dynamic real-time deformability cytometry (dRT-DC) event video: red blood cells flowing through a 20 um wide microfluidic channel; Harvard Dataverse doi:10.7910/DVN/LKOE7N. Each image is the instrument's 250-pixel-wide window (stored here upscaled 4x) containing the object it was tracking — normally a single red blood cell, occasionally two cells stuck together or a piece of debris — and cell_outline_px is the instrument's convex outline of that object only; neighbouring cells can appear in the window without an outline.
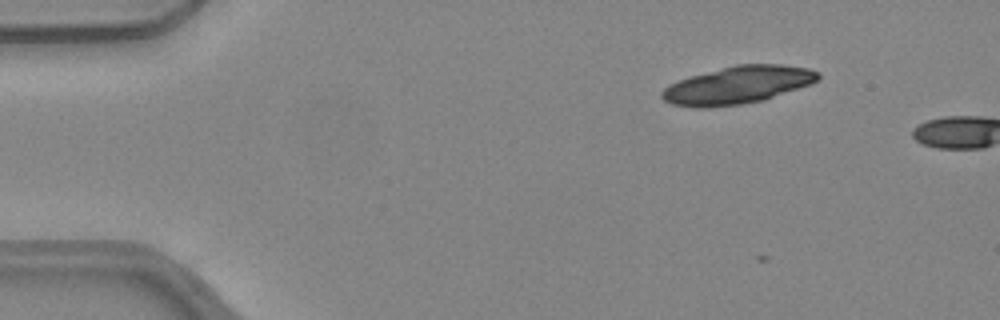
{"species": "common noctule bat (a hibernating species)", "species_latin": "Nyctalus noctula", "temperature_condition": "warm", "stored_images_in_passage": 5, "camera_frame_rate_fps": 3000, "um_per_image_px": 0.085, "animal": {"sex": "female", "body_mass_g": 24.6, "forearm_length_mm": 56.2}, "frame": {"image": 1, "passage_image": 3, "time_ms": 0.667, "image_size_px": [1000, 320], "cell_outline_px": [[820, 76], [812, 84], [760, 100], [740, 104], [708, 108], [696, 108], [672, 104], [664, 100], [660, 96], [660, 92], [668, 84], [692, 76], [736, 64], [784, 64], [808, 68], [820, 72]], "centroid_in_image_um": [62.69, 7.22], "position_along_channel_um": 22.3, "area_um2": 33.99}}